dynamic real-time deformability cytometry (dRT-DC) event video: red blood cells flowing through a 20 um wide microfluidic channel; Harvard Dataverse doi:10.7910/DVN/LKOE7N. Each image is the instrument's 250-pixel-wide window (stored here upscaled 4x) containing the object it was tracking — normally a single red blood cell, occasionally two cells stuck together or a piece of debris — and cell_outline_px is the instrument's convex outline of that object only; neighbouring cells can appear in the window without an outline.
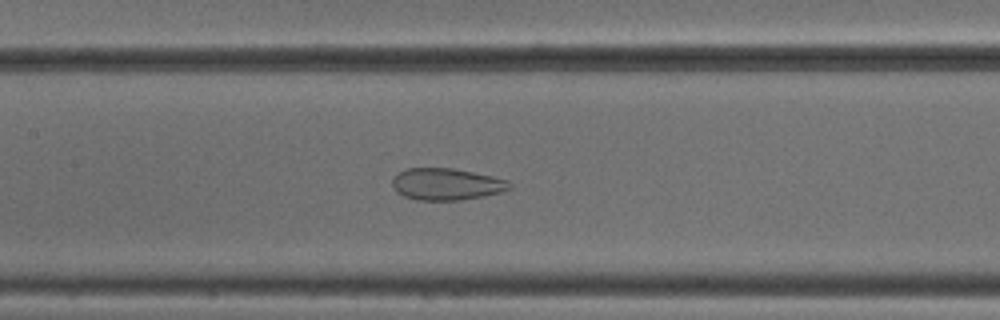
{"species": "common noctule bat (a hibernating species)", "species_latin": "Nyctalus noctula", "temperature_condition": "cold", "stored_images_in_passage": 52, "camera_frame_rate_fps": 3000, "um_per_image_px": 0.085, "animal": {"sex": "male", "body_mass_g": 18.8}, "frame": {"image": 1, "passage_image": 25, "time_ms": 8.0, "image_size_px": [1000, 320], "cell_outline_px": [[512, 188], [504, 192], [484, 196], [460, 200], [416, 200], [404, 196], [396, 192], [392, 184], [392, 180], [400, 172], [408, 168], [452, 168], [492, 176], [508, 180], [512, 184]], "centroid_in_image_um": [37.99, 15.66], "position_along_channel_um": 169.4, "area_um2": 21.79}}
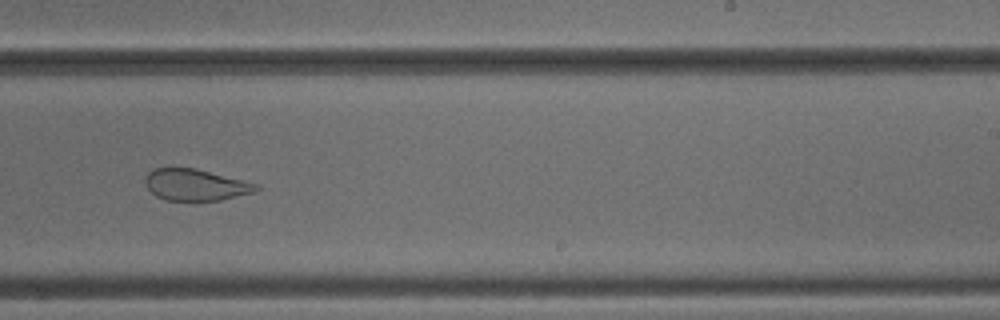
{"frame": {"image": 2, "passage_image": 33, "time_ms": 10.667, "image_size_px": [1000, 320], "cell_outline_px": [[260, 188], [252, 192], [220, 200], [164, 200], [156, 196], [148, 188], [144, 180], [144, 176], [152, 168], [168, 164], [172, 164], [196, 168], [244, 180], [256, 184]], "centroid_in_image_um": [16.51, 15.64], "position_along_channel_um": 272.5, "area_um2": 20.92}}
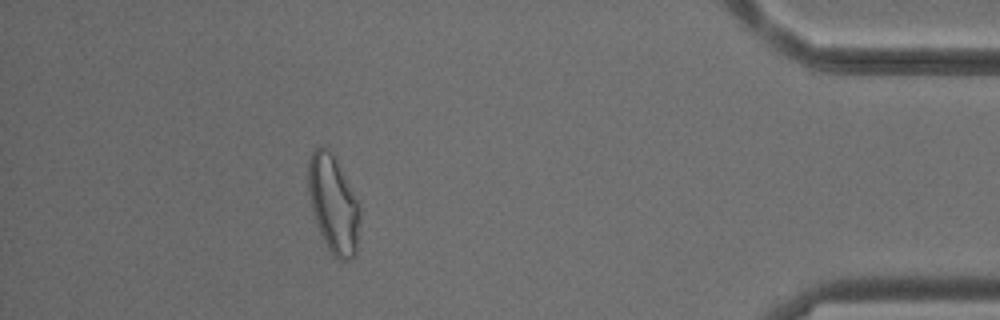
{"frame": {"image": 3, "passage_image": 47, "time_ms": 15.333, "image_size_px": [1000, 320], "cell_outline_px": [[360, 216], [356, 256], [348, 260], [340, 260], [328, 248], [316, 224], [312, 212], [308, 188], [308, 160], [312, 152], [316, 148], [324, 148], [332, 152], [360, 204]], "centroid_in_image_um": [28.35, 17.37], "position_along_channel_um": 406.9, "area_um2": 29.25}, "authors_computed_cell_mechanics": {"area_um2": 29.2179, "velocity_mm_per_s": 3.873, "shape_relaxation_time_tau1_ms": null, "shape_relaxation_time_tau2_ms": 1.3268, "deformation_change_tau1": null, "deformation_change_tau2": 0.0832}}